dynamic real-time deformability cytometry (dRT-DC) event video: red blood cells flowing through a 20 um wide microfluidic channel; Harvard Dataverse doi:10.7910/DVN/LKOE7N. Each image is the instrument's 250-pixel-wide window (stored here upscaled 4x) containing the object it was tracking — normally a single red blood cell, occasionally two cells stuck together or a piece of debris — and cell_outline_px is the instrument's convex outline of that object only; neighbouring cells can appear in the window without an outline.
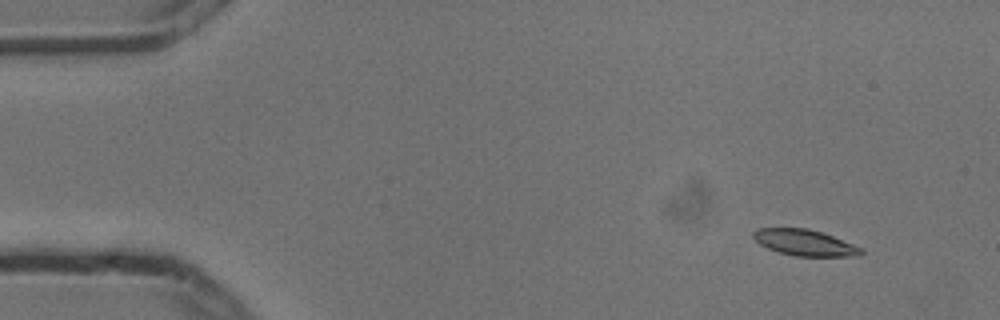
{"species": "common noctule bat (a hibernating species)", "species_latin": "Nyctalus noctula", "temperature_condition": "cold", "stored_images_in_passage": 4, "camera_frame_rate_fps": 3000, "um_per_image_px": 0.085, "animal": {"sex": "male", "body_mass_g": 13.3}, "frame": {"image": 1, "passage_image": 1, "time_ms": 0.0, "image_size_px": [1000, 320], "cell_outline_px": [[864, 252], [860, 256], [796, 256], [780, 252], [768, 248], [760, 244], [752, 236], [752, 232], [756, 228], [808, 228], [832, 236], [852, 244], [860, 248]], "centroid_in_image_um": [68.37, 20.62], "position_along_channel_um": 16.6, "area_um2": 16.18}}
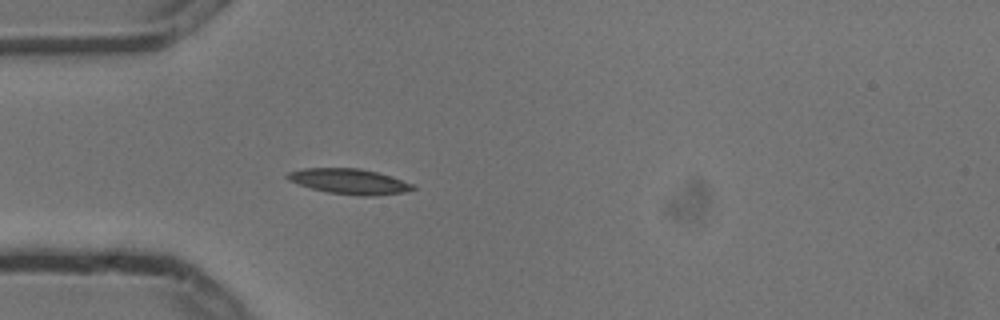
{"frame": {"image": 2, "passage_image": 4, "time_ms": 1.0, "image_size_px": [1000, 320], "cell_outline_px": [[416, 188], [404, 192], [376, 196], [356, 196], [328, 192], [312, 188], [288, 180], [284, 176], [288, 172], [304, 168], [360, 168], [376, 172], [412, 184]], "centroid_in_image_um": [29.65, 15.42], "position_along_channel_um": 55.3, "area_um2": 18.32}}